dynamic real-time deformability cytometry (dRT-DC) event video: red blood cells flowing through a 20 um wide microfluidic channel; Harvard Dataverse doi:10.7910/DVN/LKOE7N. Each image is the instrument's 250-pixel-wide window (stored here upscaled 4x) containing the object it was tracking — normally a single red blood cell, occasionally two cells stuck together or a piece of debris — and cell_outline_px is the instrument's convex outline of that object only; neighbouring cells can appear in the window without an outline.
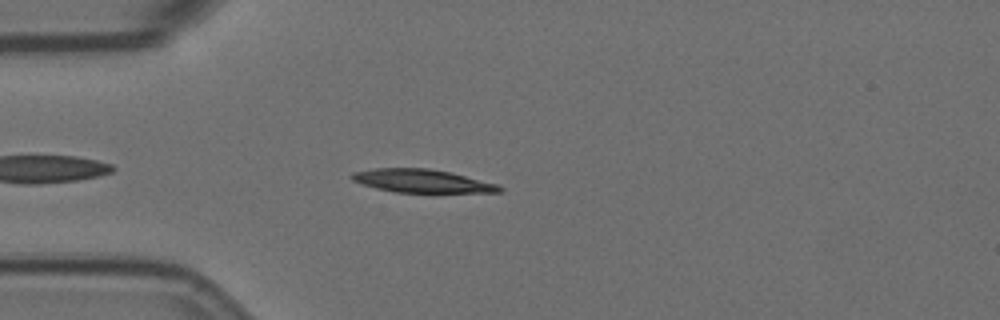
{"species": "Egyptian fruit bat (a non-hibernating species)", "species_latin": "Rousettus aegyptiacus", "temperature_condition": "room temperature", "stored_images_in_passage": 45, "camera_frame_rate_fps": 3000, "um_per_image_px": 0.085, "animal": {"sex": "female"}, "frame": {"image": 1, "passage_image": 4, "time_ms": 1.0, "image_size_px": [1000, 320], "cell_outline_px": [[504, 192], [396, 192], [376, 188], [360, 184], [352, 180], [348, 176], [352, 172], [372, 168], [428, 168], [452, 172], [500, 184], [504, 188]], "centroid_in_image_um": [35.88, 15.37], "position_along_channel_um": 49.1, "area_um2": 20.29}}
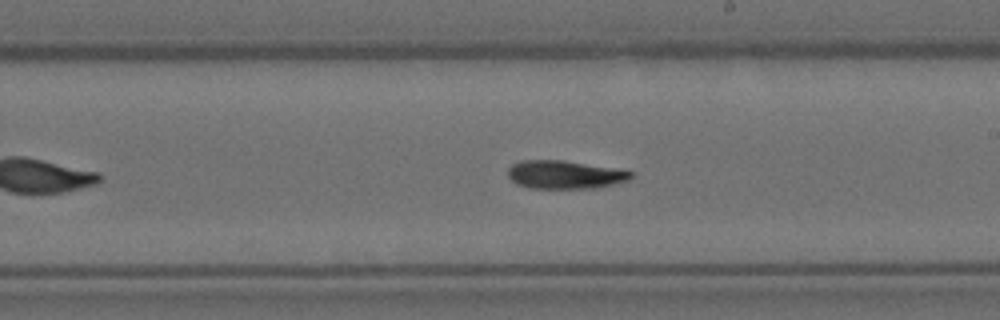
{"frame": {"image": 2, "passage_image": 21, "time_ms": 6.667, "image_size_px": [1000, 320], "cell_outline_px": [[632, 176], [628, 180], [596, 188], [528, 188], [516, 184], [508, 176], [508, 168], [512, 164], [520, 160], [564, 160], [632, 172]], "centroid_in_image_um": [47.92, 14.85], "position_along_channel_um": 241.1, "area_um2": 20.0}}
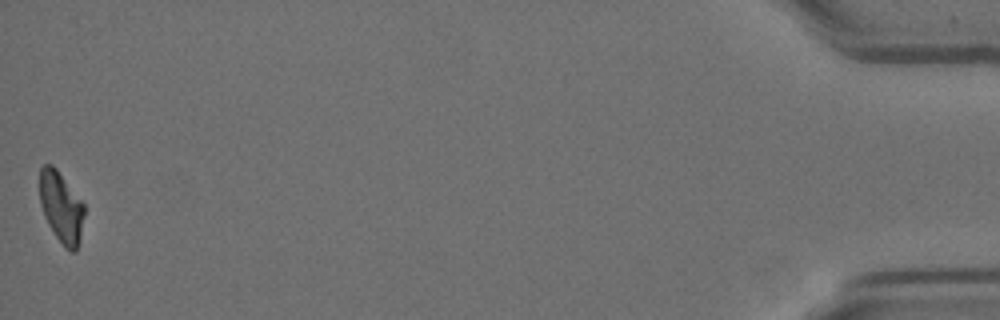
{"frame": {"image": 3, "passage_image": 45, "time_ms": 14.667, "image_size_px": [1000, 320], "cell_outline_px": [[84, 216], [80, 236], [76, 252], [72, 252], [64, 248], [48, 224], [44, 216], [40, 204], [40, 168], [44, 164], [52, 164], [56, 168], [84, 204]], "centroid_in_image_um": [5.19, 17.62], "position_along_channel_um": 430.0, "area_um2": 18.32}, "authors_computed_cell_mechanics": {"area_um2": 20.1144, "velocity_mm_per_s": 3.5949, "shape_relaxation_time_tau1_ms": 11.1583, "shape_relaxation_time_tau2_ms": null, "deformation_change_tau1": 0.2761, "deformation_change_tau2": null}}